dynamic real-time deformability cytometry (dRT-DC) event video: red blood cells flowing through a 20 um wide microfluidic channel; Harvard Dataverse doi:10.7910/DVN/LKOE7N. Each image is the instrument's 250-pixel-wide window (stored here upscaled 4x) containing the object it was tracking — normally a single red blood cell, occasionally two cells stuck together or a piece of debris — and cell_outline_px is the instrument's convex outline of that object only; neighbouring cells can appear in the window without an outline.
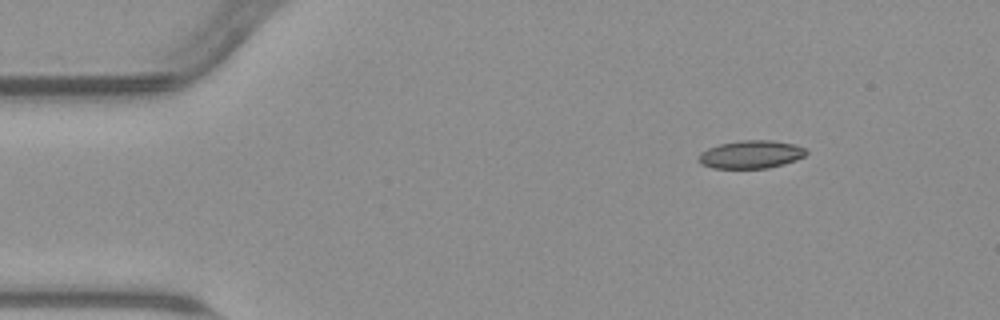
{"species": "common noctule bat (a hibernating species)", "species_latin": "Nyctalus noctula", "temperature_condition": "warm", "stored_images_in_passage": 48, "camera_frame_rate_fps": 3000, "um_per_image_px": 0.085, "animal": {"sex": "male", "body_mass_g": 23.1, "forearm_length_mm": 52.7}, "frame": {"image": 1, "passage_image": 1, "time_ms": 0.0, "image_size_px": [1000, 320], "cell_outline_px": [[808, 152], [804, 156], [796, 160], [784, 164], [768, 168], [712, 168], [700, 164], [696, 160], [696, 156], [700, 152], [708, 148], [720, 144], [740, 140], [772, 140], [796, 144], [804, 148]], "centroid_in_image_um": [63.8, 13.13], "position_along_channel_um": 21.2, "area_um2": 17.8}}
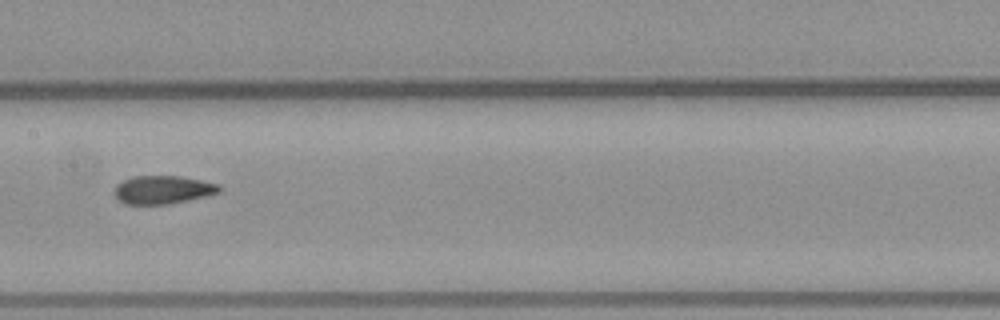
{"frame": {"image": 2, "passage_image": 21, "time_ms": 6.667, "image_size_px": [1000, 320], "cell_outline_px": [[220, 192], [188, 200], [168, 204], [124, 204], [116, 196], [116, 184], [132, 176], [180, 176], [220, 184]], "centroid_in_image_um": [13.85, 16.12], "position_along_channel_um": 193.6, "area_um2": 17.05}}
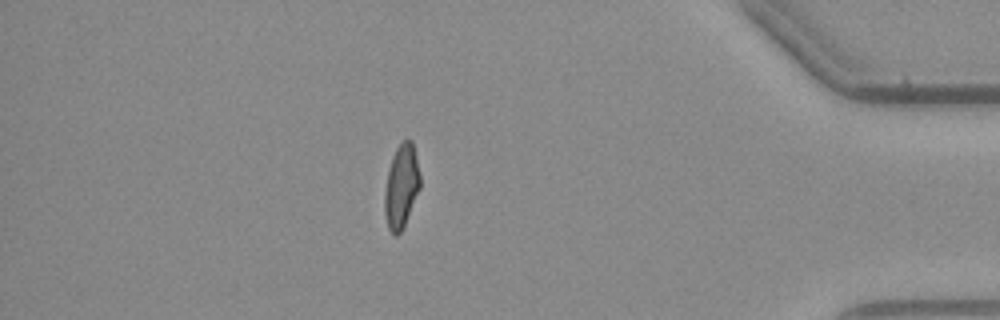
{"frame": {"image": 3, "passage_image": 41, "time_ms": 13.333, "image_size_px": [1000, 320], "cell_outline_px": [[420, 188], [404, 224], [400, 232], [396, 236], [392, 236], [388, 228], [384, 212], [384, 192], [388, 172], [392, 156], [396, 148], [404, 140], [412, 140], [416, 156], [420, 176]], "centroid_in_image_um": [34.1, 15.85], "position_along_channel_um": 401.1, "area_um2": 17.17}, "authors_computed_cell_mechanics": {"area_um2": 17.8024, "velocity_mm_per_s": 3.7904, "shape_relaxation_time_tau1_ms": null, "shape_relaxation_time_tau2_ms": 2.7142, "deformation_change_tau1": null, "deformation_change_tau2": 0.0896}}